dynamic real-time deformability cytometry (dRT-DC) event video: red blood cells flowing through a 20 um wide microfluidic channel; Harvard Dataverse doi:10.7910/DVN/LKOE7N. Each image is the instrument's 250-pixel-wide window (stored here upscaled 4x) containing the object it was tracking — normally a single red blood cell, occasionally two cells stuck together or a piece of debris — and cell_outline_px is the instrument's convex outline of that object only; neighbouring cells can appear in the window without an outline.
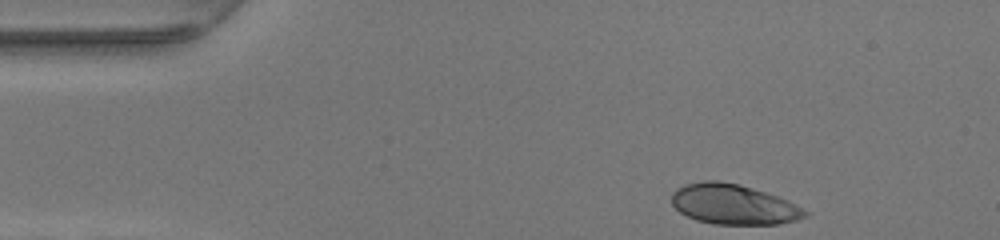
{"species": "human", "species_latin": "Homo sapiens", "temperature_condition": "warm", "stored_images_in_passage": 33, "camera_frame_rate_fps": 3000, "um_per_image_px": 0.085, "donor": {"sex": "female"}, "frame": {"image": 1, "passage_image": 1, "time_ms": 0.0, "image_size_px": [1000, 240], "cell_outline_px": [[808, 216], [796, 220], [780, 224], [712, 224], [696, 220], [680, 212], [672, 204], [672, 192], [676, 188], [684, 184], [704, 180], [716, 180], [740, 184], [788, 200], [796, 204], [808, 212]], "centroid_in_image_um": [62.33, 17.37], "position_along_channel_um": 22.7, "area_um2": 31.27}}
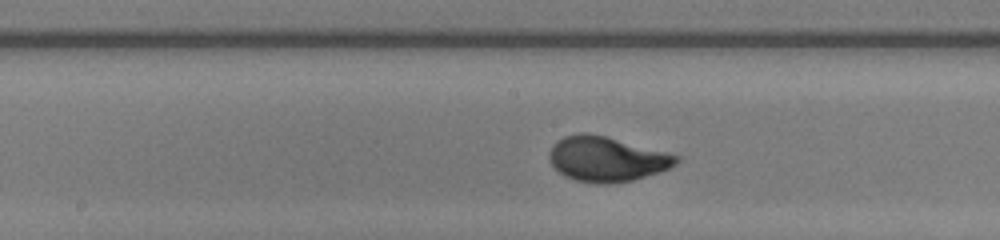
{"frame": {"image": 2, "passage_image": 19, "time_ms": 6.0, "image_size_px": [1000, 240], "cell_outline_px": [[680, 160], [676, 164], [660, 172], [632, 180], [608, 184], [596, 184], [576, 180], [564, 176], [552, 164], [548, 156], [548, 152], [552, 144], [556, 140], [564, 136], [584, 132], [604, 136], [668, 152], [680, 156]], "centroid_in_image_um": [51.56, 13.52], "position_along_channel_um": 196.6, "area_um2": 33.29}}
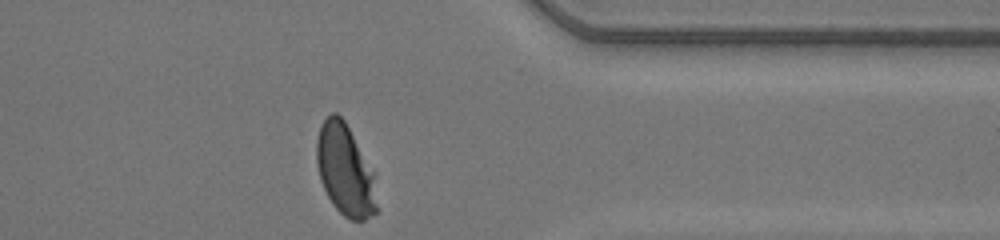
{"frame": {"image": 3, "passage_image": 33, "time_ms": 10.667, "image_size_px": [1000, 240], "cell_outline_px": [[376, 212], [372, 216], [364, 220], [352, 220], [344, 216], [332, 204], [320, 180], [316, 164], [316, 140], [320, 128], [324, 120], [332, 112], [336, 112], [344, 120], [376, 172]], "centroid_in_image_um": [29.36, 14.46], "position_along_channel_um": 382.0, "area_um2": 32.43}, "authors_computed_cell_mechanics": {"area_um2": 32.3102, "velocity_mm_per_s": 4.244, "shape_relaxation_time_tau1_ms": 2.6429, "shape_relaxation_time_tau2_ms": null, "deformation_change_tau1": 0.1803, "deformation_change_tau2": null}}